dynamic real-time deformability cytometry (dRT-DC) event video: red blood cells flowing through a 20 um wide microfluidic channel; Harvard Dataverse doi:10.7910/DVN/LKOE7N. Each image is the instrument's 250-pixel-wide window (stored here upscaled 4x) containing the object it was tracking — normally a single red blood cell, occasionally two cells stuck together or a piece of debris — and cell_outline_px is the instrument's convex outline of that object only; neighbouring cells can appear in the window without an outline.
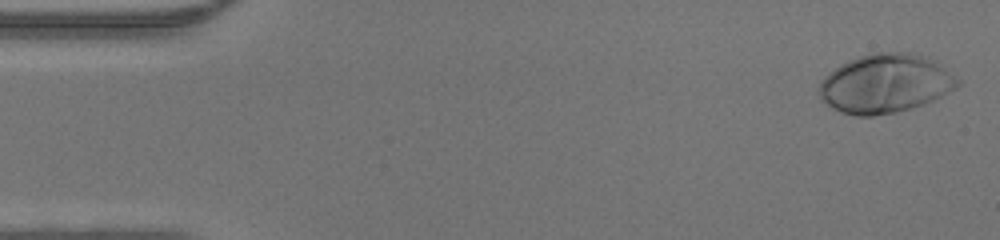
{"species": "human", "species_latin": "Homo sapiens", "temperature_condition": "warm", "stored_images_in_passage": 39, "camera_frame_rate_fps": 3000, "um_per_image_px": 0.085, "donor": {"sex": "male"}, "frame": {"image": 1, "passage_image": 1, "time_ms": 0.0, "image_size_px": [1000, 240], "cell_outline_px": [[960, 84], [956, 88], [924, 104], [912, 108], [896, 112], [872, 116], [856, 116], [840, 112], [832, 108], [820, 100], [816, 92], [816, 88], [820, 80], [828, 72], [840, 64], [848, 60], [872, 52], [912, 52], [928, 56], [956, 76], [960, 80]], "centroid_in_image_um": [75.2, 7.1], "position_along_channel_um": 9.8, "area_um2": 48.21}}
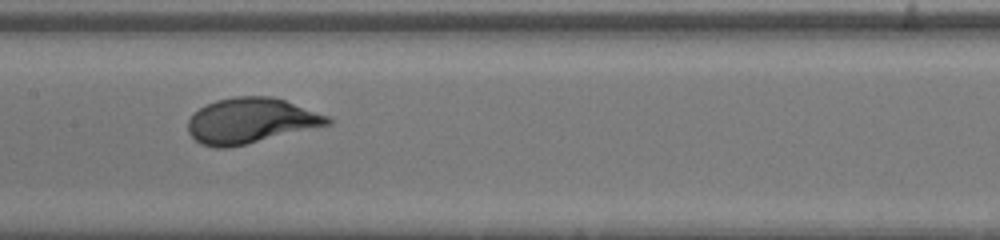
{"frame": {"image": 2, "passage_image": 15, "time_ms": 4.667, "image_size_px": [1000, 240], "cell_outline_px": [[332, 124], [228, 148], [216, 148], [200, 144], [188, 132], [188, 120], [200, 108], [216, 100], [236, 96], [272, 96], [284, 100], [328, 116], [332, 120]], "centroid_in_image_um": [21.3, 10.26], "position_along_channel_um": 186.1, "area_um2": 36.59}}
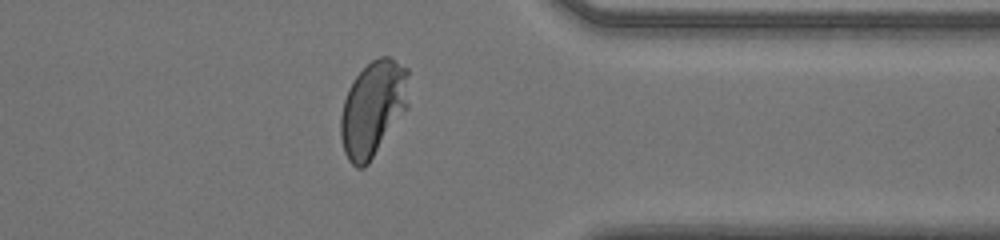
{"frame": {"image": 3, "passage_image": 29, "time_ms": 9.333, "image_size_px": [1000, 240], "cell_outline_px": [[408, 108], [368, 164], [364, 168], [356, 168], [348, 160], [344, 152], [340, 136], [340, 116], [344, 100], [348, 88], [356, 76], [372, 60], [380, 56], [388, 56], [408, 68]], "centroid_in_image_um": [31.7, 9.24], "position_along_channel_um": 379.7, "area_um2": 37.97}}